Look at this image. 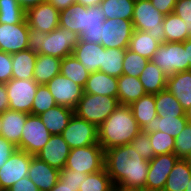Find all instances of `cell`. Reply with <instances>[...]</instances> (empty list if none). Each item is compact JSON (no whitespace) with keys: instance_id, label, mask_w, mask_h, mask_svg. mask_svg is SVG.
Masks as SVG:
<instances>
[{"instance_id":"cell-33","label":"cell","mask_w":191,"mask_h":191,"mask_svg":"<svg viewBox=\"0 0 191 191\" xmlns=\"http://www.w3.org/2000/svg\"><path fill=\"white\" fill-rule=\"evenodd\" d=\"M160 44L161 43L159 41L154 39L147 32L134 29L128 49L148 60H151Z\"/></svg>"},{"instance_id":"cell-2","label":"cell","mask_w":191,"mask_h":191,"mask_svg":"<svg viewBox=\"0 0 191 191\" xmlns=\"http://www.w3.org/2000/svg\"><path fill=\"white\" fill-rule=\"evenodd\" d=\"M141 131L129 105H119L98 127V143L105 150L130 144Z\"/></svg>"},{"instance_id":"cell-28","label":"cell","mask_w":191,"mask_h":191,"mask_svg":"<svg viewBox=\"0 0 191 191\" xmlns=\"http://www.w3.org/2000/svg\"><path fill=\"white\" fill-rule=\"evenodd\" d=\"M139 79L146 94H157L166 89L167 76L151 60L148 61Z\"/></svg>"},{"instance_id":"cell-40","label":"cell","mask_w":191,"mask_h":191,"mask_svg":"<svg viewBox=\"0 0 191 191\" xmlns=\"http://www.w3.org/2000/svg\"><path fill=\"white\" fill-rule=\"evenodd\" d=\"M26 11L17 0H0V23L19 24L25 20Z\"/></svg>"},{"instance_id":"cell-26","label":"cell","mask_w":191,"mask_h":191,"mask_svg":"<svg viewBox=\"0 0 191 191\" xmlns=\"http://www.w3.org/2000/svg\"><path fill=\"white\" fill-rule=\"evenodd\" d=\"M144 95H146V92L138 77L124 74L118 77L117 97L119 104L130 105Z\"/></svg>"},{"instance_id":"cell-56","label":"cell","mask_w":191,"mask_h":191,"mask_svg":"<svg viewBox=\"0 0 191 191\" xmlns=\"http://www.w3.org/2000/svg\"><path fill=\"white\" fill-rule=\"evenodd\" d=\"M183 46L186 51L187 60L189 61V70H191V38L185 40Z\"/></svg>"},{"instance_id":"cell-50","label":"cell","mask_w":191,"mask_h":191,"mask_svg":"<svg viewBox=\"0 0 191 191\" xmlns=\"http://www.w3.org/2000/svg\"><path fill=\"white\" fill-rule=\"evenodd\" d=\"M152 5L163 15H168L174 11L177 0H150Z\"/></svg>"},{"instance_id":"cell-31","label":"cell","mask_w":191,"mask_h":191,"mask_svg":"<svg viewBox=\"0 0 191 191\" xmlns=\"http://www.w3.org/2000/svg\"><path fill=\"white\" fill-rule=\"evenodd\" d=\"M187 123L186 117H159L157 115L142 131L147 134L162 131L175 138L185 128Z\"/></svg>"},{"instance_id":"cell-35","label":"cell","mask_w":191,"mask_h":191,"mask_svg":"<svg viewBox=\"0 0 191 191\" xmlns=\"http://www.w3.org/2000/svg\"><path fill=\"white\" fill-rule=\"evenodd\" d=\"M136 0H102L101 9L106 19L131 20Z\"/></svg>"},{"instance_id":"cell-47","label":"cell","mask_w":191,"mask_h":191,"mask_svg":"<svg viewBox=\"0 0 191 191\" xmlns=\"http://www.w3.org/2000/svg\"><path fill=\"white\" fill-rule=\"evenodd\" d=\"M187 25V39L191 38V0H177L174 11Z\"/></svg>"},{"instance_id":"cell-60","label":"cell","mask_w":191,"mask_h":191,"mask_svg":"<svg viewBox=\"0 0 191 191\" xmlns=\"http://www.w3.org/2000/svg\"><path fill=\"white\" fill-rule=\"evenodd\" d=\"M186 160L188 161V164L191 168V154L186 158Z\"/></svg>"},{"instance_id":"cell-54","label":"cell","mask_w":191,"mask_h":191,"mask_svg":"<svg viewBox=\"0 0 191 191\" xmlns=\"http://www.w3.org/2000/svg\"><path fill=\"white\" fill-rule=\"evenodd\" d=\"M18 4L25 10H29L37 6L39 3H42L43 0H17Z\"/></svg>"},{"instance_id":"cell-1","label":"cell","mask_w":191,"mask_h":191,"mask_svg":"<svg viewBox=\"0 0 191 191\" xmlns=\"http://www.w3.org/2000/svg\"><path fill=\"white\" fill-rule=\"evenodd\" d=\"M104 168L115 188L145 191L149 161L141 157L131 144L105 150Z\"/></svg>"},{"instance_id":"cell-34","label":"cell","mask_w":191,"mask_h":191,"mask_svg":"<svg viewBox=\"0 0 191 191\" xmlns=\"http://www.w3.org/2000/svg\"><path fill=\"white\" fill-rule=\"evenodd\" d=\"M155 104L159 117H185V110L167 89L155 94Z\"/></svg>"},{"instance_id":"cell-7","label":"cell","mask_w":191,"mask_h":191,"mask_svg":"<svg viewBox=\"0 0 191 191\" xmlns=\"http://www.w3.org/2000/svg\"><path fill=\"white\" fill-rule=\"evenodd\" d=\"M65 168L84 174L96 173L104 168V149L100 144L70 149Z\"/></svg>"},{"instance_id":"cell-30","label":"cell","mask_w":191,"mask_h":191,"mask_svg":"<svg viewBox=\"0 0 191 191\" xmlns=\"http://www.w3.org/2000/svg\"><path fill=\"white\" fill-rule=\"evenodd\" d=\"M59 26L80 35L85 29V6L75 2L59 13Z\"/></svg>"},{"instance_id":"cell-32","label":"cell","mask_w":191,"mask_h":191,"mask_svg":"<svg viewBox=\"0 0 191 191\" xmlns=\"http://www.w3.org/2000/svg\"><path fill=\"white\" fill-rule=\"evenodd\" d=\"M191 178V168L186 159H178L168 175L163 191H185Z\"/></svg>"},{"instance_id":"cell-41","label":"cell","mask_w":191,"mask_h":191,"mask_svg":"<svg viewBox=\"0 0 191 191\" xmlns=\"http://www.w3.org/2000/svg\"><path fill=\"white\" fill-rule=\"evenodd\" d=\"M148 61V59L132 52L130 49H125V56L122 64L123 74L139 78Z\"/></svg>"},{"instance_id":"cell-22","label":"cell","mask_w":191,"mask_h":191,"mask_svg":"<svg viewBox=\"0 0 191 191\" xmlns=\"http://www.w3.org/2000/svg\"><path fill=\"white\" fill-rule=\"evenodd\" d=\"M89 73L100 70L103 59V46L101 44L78 42L73 53Z\"/></svg>"},{"instance_id":"cell-61","label":"cell","mask_w":191,"mask_h":191,"mask_svg":"<svg viewBox=\"0 0 191 191\" xmlns=\"http://www.w3.org/2000/svg\"><path fill=\"white\" fill-rule=\"evenodd\" d=\"M115 191H135V190H123V189L115 188Z\"/></svg>"},{"instance_id":"cell-51","label":"cell","mask_w":191,"mask_h":191,"mask_svg":"<svg viewBox=\"0 0 191 191\" xmlns=\"http://www.w3.org/2000/svg\"><path fill=\"white\" fill-rule=\"evenodd\" d=\"M10 189L11 191H40L28 176L18 180Z\"/></svg>"},{"instance_id":"cell-21","label":"cell","mask_w":191,"mask_h":191,"mask_svg":"<svg viewBox=\"0 0 191 191\" xmlns=\"http://www.w3.org/2000/svg\"><path fill=\"white\" fill-rule=\"evenodd\" d=\"M166 89L174 95L184 110L191 106V70L167 77Z\"/></svg>"},{"instance_id":"cell-45","label":"cell","mask_w":191,"mask_h":191,"mask_svg":"<svg viewBox=\"0 0 191 191\" xmlns=\"http://www.w3.org/2000/svg\"><path fill=\"white\" fill-rule=\"evenodd\" d=\"M135 151L140 154L146 161H151L155 156L149 134L140 131L134 139L130 142Z\"/></svg>"},{"instance_id":"cell-14","label":"cell","mask_w":191,"mask_h":191,"mask_svg":"<svg viewBox=\"0 0 191 191\" xmlns=\"http://www.w3.org/2000/svg\"><path fill=\"white\" fill-rule=\"evenodd\" d=\"M57 105L75 109L82 98L84 88L61 73L54 76L47 84Z\"/></svg>"},{"instance_id":"cell-12","label":"cell","mask_w":191,"mask_h":191,"mask_svg":"<svg viewBox=\"0 0 191 191\" xmlns=\"http://www.w3.org/2000/svg\"><path fill=\"white\" fill-rule=\"evenodd\" d=\"M70 149L98 143V127L73 114L68 126L60 134Z\"/></svg>"},{"instance_id":"cell-63","label":"cell","mask_w":191,"mask_h":191,"mask_svg":"<svg viewBox=\"0 0 191 191\" xmlns=\"http://www.w3.org/2000/svg\"><path fill=\"white\" fill-rule=\"evenodd\" d=\"M1 124H2V121H1V114H0V134H1Z\"/></svg>"},{"instance_id":"cell-20","label":"cell","mask_w":191,"mask_h":191,"mask_svg":"<svg viewBox=\"0 0 191 191\" xmlns=\"http://www.w3.org/2000/svg\"><path fill=\"white\" fill-rule=\"evenodd\" d=\"M105 19L100 5L85 7V29L79 35V42L100 44Z\"/></svg>"},{"instance_id":"cell-58","label":"cell","mask_w":191,"mask_h":191,"mask_svg":"<svg viewBox=\"0 0 191 191\" xmlns=\"http://www.w3.org/2000/svg\"><path fill=\"white\" fill-rule=\"evenodd\" d=\"M185 117H186L188 123L191 124V106L185 110Z\"/></svg>"},{"instance_id":"cell-23","label":"cell","mask_w":191,"mask_h":191,"mask_svg":"<svg viewBox=\"0 0 191 191\" xmlns=\"http://www.w3.org/2000/svg\"><path fill=\"white\" fill-rule=\"evenodd\" d=\"M118 78L96 71L89 74L84 93L117 97Z\"/></svg>"},{"instance_id":"cell-18","label":"cell","mask_w":191,"mask_h":191,"mask_svg":"<svg viewBox=\"0 0 191 191\" xmlns=\"http://www.w3.org/2000/svg\"><path fill=\"white\" fill-rule=\"evenodd\" d=\"M60 170L54 168L36 156L31 160L28 177L40 191H49L59 180Z\"/></svg>"},{"instance_id":"cell-44","label":"cell","mask_w":191,"mask_h":191,"mask_svg":"<svg viewBox=\"0 0 191 191\" xmlns=\"http://www.w3.org/2000/svg\"><path fill=\"white\" fill-rule=\"evenodd\" d=\"M174 153L179 159H186L191 154L190 123H187L185 128L175 137Z\"/></svg>"},{"instance_id":"cell-36","label":"cell","mask_w":191,"mask_h":191,"mask_svg":"<svg viewBox=\"0 0 191 191\" xmlns=\"http://www.w3.org/2000/svg\"><path fill=\"white\" fill-rule=\"evenodd\" d=\"M60 73L83 88L85 87L90 74L81 62L72 54L61 60Z\"/></svg>"},{"instance_id":"cell-55","label":"cell","mask_w":191,"mask_h":191,"mask_svg":"<svg viewBox=\"0 0 191 191\" xmlns=\"http://www.w3.org/2000/svg\"><path fill=\"white\" fill-rule=\"evenodd\" d=\"M49 191H79V189L70 188L69 186L63 184L61 181L58 180L55 186Z\"/></svg>"},{"instance_id":"cell-6","label":"cell","mask_w":191,"mask_h":191,"mask_svg":"<svg viewBox=\"0 0 191 191\" xmlns=\"http://www.w3.org/2000/svg\"><path fill=\"white\" fill-rule=\"evenodd\" d=\"M151 61L168 77L177 72L189 71V61L183 42H164L158 46Z\"/></svg>"},{"instance_id":"cell-15","label":"cell","mask_w":191,"mask_h":191,"mask_svg":"<svg viewBox=\"0 0 191 191\" xmlns=\"http://www.w3.org/2000/svg\"><path fill=\"white\" fill-rule=\"evenodd\" d=\"M33 157L25 151L16 149L0 168V188L10 189L18 180L28 176Z\"/></svg>"},{"instance_id":"cell-27","label":"cell","mask_w":191,"mask_h":191,"mask_svg":"<svg viewBox=\"0 0 191 191\" xmlns=\"http://www.w3.org/2000/svg\"><path fill=\"white\" fill-rule=\"evenodd\" d=\"M61 60L58 57L37 54L33 79L39 85H46L54 76L60 73Z\"/></svg>"},{"instance_id":"cell-29","label":"cell","mask_w":191,"mask_h":191,"mask_svg":"<svg viewBox=\"0 0 191 191\" xmlns=\"http://www.w3.org/2000/svg\"><path fill=\"white\" fill-rule=\"evenodd\" d=\"M141 131L157 116L155 94H146L129 105Z\"/></svg>"},{"instance_id":"cell-25","label":"cell","mask_w":191,"mask_h":191,"mask_svg":"<svg viewBox=\"0 0 191 191\" xmlns=\"http://www.w3.org/2000/svg\"><path fill=\"white\" fill-rule=\"evenodd\" d=\"M74 114V110L56 105L39 115L48 131L53 134H61L68 126L70 119Z\"/></svg>"},{"instance_id":"cell-13","label":"cell","mask_w":191,"mask_h":191,"mask_svg":"<svg viewBox=\"0 0 191 191\" xmlns=\"http://www.w3.org/2000/svg\"><path fill=\"white\" fill-rule=\"evenodd\" d=\"M60 11L50 2H42L26 11V21L32 35L50 33L59 27Z\"/></svg>"},{"instance_id":"cell-53","label":"cell","mask_w":191,"mask_h":191,"mask_svg":"<svg viewBox=\"0 0 191 191\" xmlns=\"http://www.w3.org/2000/svg\"><path fill=\"white\" fill-rule=\"evenodd\" d=\"M49 2L54 5L59 11H62L70 5L74 4L76 0H50Z\"/></svg>"},{"instance_id":"cell-37","label":"cell","mask_w":191,"mask_h":191,"mask_svg":"<svg viewBox=\"0 0 191 191\" xmlns=\"http://www.w3.org/2000/svg\"><path fill=\"white\" fill-rule=\"evenodd\" d=\"M124 56L125 49L103 47V59L99 71L109 76L120 77L123 74Z\"/></svg>"},{"instance_id":"cell-59","label":"cell","mask_w":191,"mask_h":191,"mask_svg":"<svg viewBox=\"0 0 191 191\" xmlns=\"http://www.w3.org/2000/svg\"><path fill=\"white\" fill-rule=\"evenodd\" d=\"M185 191H191V178L189 180V184L186 186V190Z\"/></svg>"},{"instance_id":"cell-49","label":"cell","mask_w":191,"mask_h":191,"mask_svg":"<svg viewBox=\"0 0 191 191\" xmlns=\"http://www.w3.org/2000/svg\"><path fill=\"white\" fill-rule=\"evenodd\" d=\"M16 149V146L0 136V168Z\"/></svg>"},{"instance_id":"cell-43","label":"cell","mask_w":191,"mask_h":191,"mask_svg":"<svg viewBox=\"0 0 191 191\" xmlns=\"http://www.w3.org/2000/svg\"><path fill=\"white\" fill-rule=\"evenodd\" d=\"M155 156L174 153L175 138L162 131L149 134Z\"/></svg>"},{"instance_id":"cell-38","label":"cell","mask_w":191,"mask_h":191,"mask_svg":"<svg viewBox=\"0 0 191 191\" xmlns=\"http://www.w3.org/2000/svg\"><path fill=\"white\" fill-rule=\"evenodd\" d=\"M165 42H184L187 40V25L174 12L163 19Z\"/></svg>"},{"instance_id":"cell-16","label":"cell","mask_w":191,"mask_h":191,"mask_svg":"<svg viewBox=\"0 0 191 191\" xmlns=\"http://www.w3.org/2000/svg\"><path fill=\"white\" fill-rule=\"evenodd\" d=\"M178 159L175 153L154 156L149 161L145 191H163L168 175Z\"/></svg>"},{"instance_id":"cell-52","label":"cell","mask_w":191,"mask_h":191,"mask_svg":"<svg viewBox=\"0 0 191 191\" xmlns=\"http://www.w3.org/2000/svg\"><path fill=\"white\" fill-rule=\"evenodd\" d=\"M9 109V99L4 83H0V114Z\"/></svg>"},{"instance_id":"cell-4","label":"cell","mask_w":191,"mask_h":191,"mask_svg":"<svg viewBox=\"0 0 191 191\" xmlns=\"http://www.w3.org/2000/svg\"><path fill=\"white\" fill-rule=\"evenodd\" d=\"M119 105L118 97L83 93L74 114L99 127Z\"/></svg>"},{"instance_id":"cell-5","label":"cell","mask_w":191,"mask_h":191,"mask_svg":"<svg viewBox=\"0 0 191 191\" xmlns=\"http://www.w3.org/2000/svg\"><path fill=\"white\" fill-rule=\"evenodd\" d=\"M164 16L152 5L150 0H136L132 16L133 27L136 30L147 32L160 43H164Z\"/></svg>"},{"instance_id":"cell-57","label":"cell","mask_w":191,"mask_h":191,"mask_svg":"<svg viewBox=\"0 0 191 191\" xmlns=\"http://www.w3.org/2000/svg\"><path fill=\"white\" fill-rule=\"evenodd\" d=\"M101 1L102 0H76L77 3H80L85 7L100 5Z\"/></svg>"},{"instance_id":"cell-42","label":"cell","mask_w":191,"mask_h":191,"mask_svg":"<svg viewBox=\"0 0 191 191\" xmlns=\"http://www.w3.org/2000/svg\"><path fill=\"white\" fill-rule=\"evenodd\" d=\"M57 104L46 85H39L33 100L32 115H40Z\"/></svg>"},{"instance_id":"cell-11","label":"cell","mask_w":191,"mask_h":191,"mask_svg":"<svg viewBox=\"0 0 191 191\" xmlns=\"http://www.w3.org/2000/svg\"><path fill=\"white\" fill-rule=\"evenodd\" d=\"M134 32L131 20L105 19L102 25L101 42L104 48L127 49Z\"/></svg>"},{"instance_id":"cell-48","label":"cell","mask_w":191,"mask_h":191,"mask_svg":"<svg viewBox=\"0 0 191 191\" xmlns=\"http://www.w3.org/2000/svg\"><path fill=\"white\" fill-rule=\"evenodd\" d=\"M10 79H12L11 54L0 51V83L6 84Z\"/></svg>"},{"instance_id":"cell-24","label":"cell","mask_w":191,"mask_h":191,"mask_svg":"<svg viewBox=\"0 0 191 191\" xmlns=\"http://www.w3.org/2000/svg\"><path fill=\"white\" fill-rule=\"evenodd\" d=\"M12 79H33L37 52L33 47L11 54Z\"/></svg>"},{"instance_id":"cell-8","label":"cell","mask_w":191,"mask_h":191,"mask_svg":"<svg viewBox=\"0 0 191 191\" xmlns=\"http://www.w3.org/2000/svg\"><path fill=\"white\" fill-rule=\"evenodd\" d=\"M51 135L39 115L28 114L20 144L16 148L36 156L47 144Z\"/></svg>"},{"instance_id":"cell-62","label":"cell","mask_w":191,"mask_h":191,"mask_svg":"<svg viewBox=\"0 0 191 191\" xmlns=\"http://www.w3.org/2000/svg\"><path fill=\"white\" fill-rule=\"evenodd\" d=\"M0 191H11V189H3V188H0Z\"/></svg>"},{"instance_id":"cell-3","label":"cell","mask_w":191,"mask_h":191,"mask_svg":"<svg viewBox=\"0 0 191 191\" xmlns=\"http://www.w3.org/2000/svg\"><path fill=\"white\" fill-rule=\"evenodd\" d=\"M78 42L77 33L59 26L50 33L33 35L32 47L37 54L63 59L73 53Z\"/></svg>"},{"instance_id":"cell-10","label":"cell","mask_w":191,"mask_h":191,"mask_svg":"<svg viewBox=\"0 0 191 191\" xmlns=\"http://www.w3.org/2000/svg\"><path fill=\"white\" fill-rule=\"evenodd\" d=\"M9 109L31 114L39 84L34 79H10L6 84Z\"/></svg>"},{"instance_id":"cell-39","label":"cell","mask_w":191,"mask_h":191,"mask_svg":"<svg viewBox=\"0 0 191 191\" xmlns=\"http://www.w3.org/2000/svg\"><path fill=\"white\" fill-rule=\"evenodd\" d=\"M114 185L105 168L102 170L86 174V179L79 186V191H113Z\"/></svg>"},{"instance_id":"cell-19","label":"cell","mask_w":191,"mask_h":191,"mask_svg":"<svg viewBox=\"0 0 191 191\" xmlns=\"http://www.w3.org/2000/svg\"><path fill=\"white\" fill-rule=\"evenodd\" d=\"M28 113H23L8 109L1 113V134L4 139L11 142L14 146L20 144L22 130Z\"/></svg>"},{"instance_id":"cell-46","label":"cell","mask_w":191,"mask_h":191,"mask_svg":"<svg viewBox=\"0 0 191 191\" xmlns=\"http://www.w3.org/2000/svg\"><path fill=\"white\" fill-rule=\"evenodd\" d=\"M86 179V174L69 169L60 170L59 181L69 186L70 188L79 189V186Z\"/></svg>"},{"instance_id":"cell-9","label":"cell","mask_w":191,"mask_h":191,"mask_svg":"<svg viewBox=\"0 0 191 191\" xmlns=\"http://www.w3.org/2000/svg\"><path fill=\"white\" fill-rule=\"evenodd\" d=\"M33 35L26 19L19 24L0 23V51L17 53L32 47Z\"/></svg>"},{"instance_id":"cell-17","label":"cell","mask_w":191,"mask_h":191,"mask_svg":"<svg viewBox=\"0 0 191 191\" xmlns=\"http://www.w3.org/2000/svg\"><path fill=\"white\" fill-rule=\"evenodd\" d=\"M69 153L70 147L64 138L60 134H53L36 157L50 166L62 170L65 168Z\"/></svg>"}]
</instances>
